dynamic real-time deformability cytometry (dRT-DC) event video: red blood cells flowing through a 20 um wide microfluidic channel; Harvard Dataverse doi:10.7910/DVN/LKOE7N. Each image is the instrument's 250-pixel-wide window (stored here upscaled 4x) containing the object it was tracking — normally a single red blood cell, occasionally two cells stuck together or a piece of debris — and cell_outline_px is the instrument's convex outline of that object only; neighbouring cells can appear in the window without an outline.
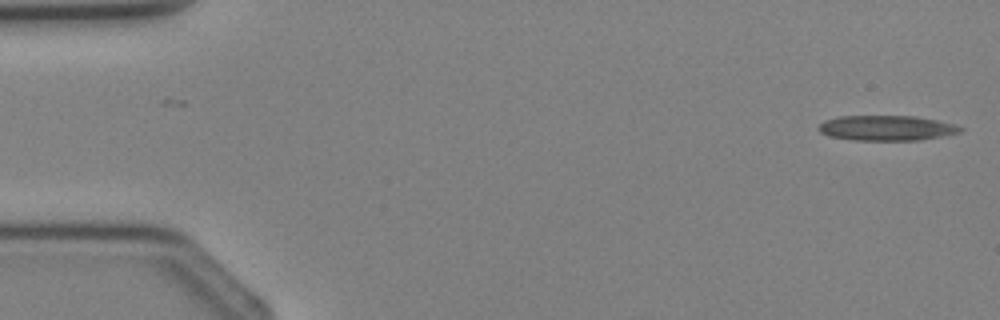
{"species": "Egyptian fruit bat (a non-hibernating species)", "species_latin": "Rousettus aegyptiacus", "temperature_condition": "cold", "stored_images_in_passage": 4, "segment_of_instrument_passage": [2, 2], "camera_frame_rate_fps": 3000, "um_per_image_px": 0.085, "animal": {"sex": "female"}, "frame": {"image": 1, "passage_image": 4, "time_ms": 4.333, "image_size_px": [1000, 320], "cell_outline_px": [[964, 128], [960, 132], [920, 140], [852, 140], [828, 136], [820, 132], [816, 128], [824, 120], [840, 116], [916, 116], [956, 124]], "centroid_in_image_um": [75.33, 10.88], "position_along_channel_um": 9.7, "area_um2": 20.81}}